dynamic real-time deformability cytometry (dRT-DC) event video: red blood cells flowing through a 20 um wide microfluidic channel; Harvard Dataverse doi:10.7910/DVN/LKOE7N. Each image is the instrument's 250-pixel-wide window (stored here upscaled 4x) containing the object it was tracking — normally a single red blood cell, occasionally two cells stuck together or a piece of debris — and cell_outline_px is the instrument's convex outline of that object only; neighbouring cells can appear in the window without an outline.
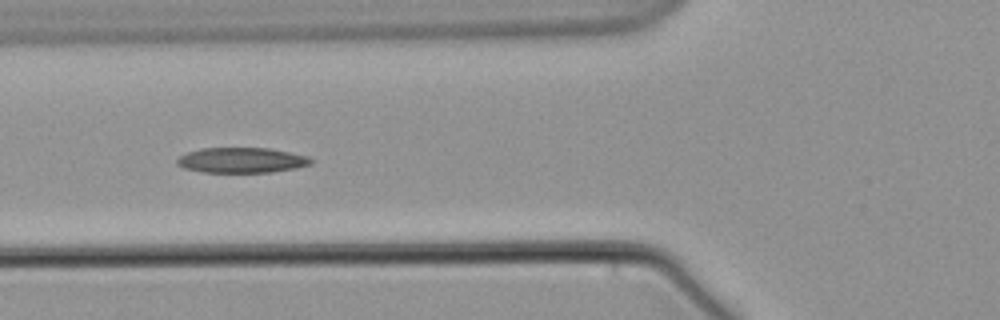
{"species": "common noctule bat (a hibernating species)", "species_latin": "Nyctalus noctula", "temperature_condition": "warm", "stored_images_in_passage": 7, "camera_frame_rate_fps": 3000, "um_per_image_px": 0.085, "animal": {"sex": "male", "body_mass_g": 21.5, "forearm_length_mm": 52.0}, "frame": {"image": 1, "passage_image": 6, "time_ms": 6.0, "image_size_px": [1000, 320], "cell_outline_px": [[312, 164], [296, 168], [272, 172], [204, 172], [184, 168], [176, 164], [176, 160], [180, 156], [188, 152], [204, 148], [268, 148], [308, 156], [312, 160]], "centroid_in_image_um": [20.54, 13.62], "position_along_channel_um": 105.3, "area_um2": 19.59}}